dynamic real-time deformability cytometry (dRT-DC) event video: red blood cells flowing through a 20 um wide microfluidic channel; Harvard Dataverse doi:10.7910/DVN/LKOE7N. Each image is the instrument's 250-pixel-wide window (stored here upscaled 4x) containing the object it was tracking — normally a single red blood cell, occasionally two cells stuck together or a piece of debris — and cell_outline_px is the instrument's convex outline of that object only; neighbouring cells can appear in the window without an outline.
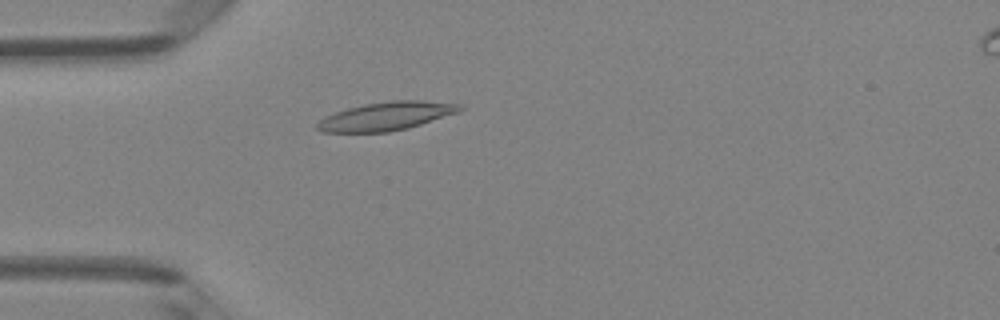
{"species": "Egyptian fruit bat (a non-hibernating species)", "species_latin": "Rousettus aegyptiacus", "temperature_condition": "room temperature", "stored_images_in_passage": 38, "camera_frame_rate_fps": 3000, "um_per_image_px": 0.085, "animal": {"sex": "female"}, "frame": {"image": 1, "passage_image": 3, "time_ms": 0.667, "image_size_px": [1000, 320], "cell_outline_px": [[464, 108], [456, 112], [408, 128], [388, 132], [320, 132], [316, 128], [316, 124], [320, 120], [336, 112], [348, 108], [364, 104], [392, 100], [420, 100], [460, 104]], "centroid_in_image_um": [32.8, 9.87], "position_along_channel_um": 52.2, "area_um2": 23.24}}
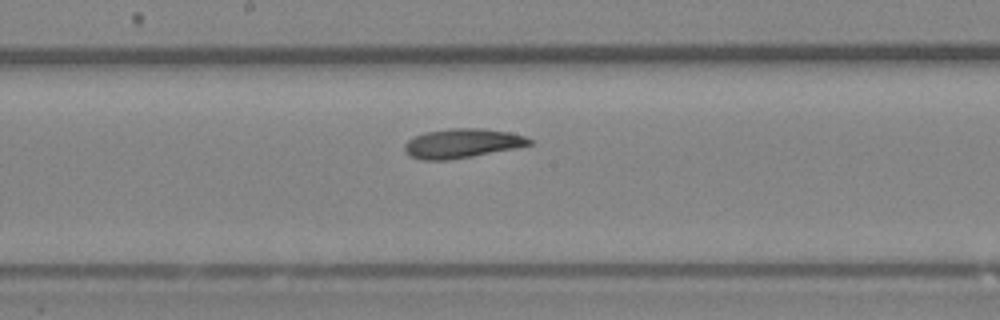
{"frame": {"image": 2, "passage_image": 15, "time_ms": 4.667, "image_size_px": [1000, 320], "cell_outline_px": [[532, 144], [472, 156], [448, 160], [420, 160], [404, 152], [404, 144], [408, 140], [424, 132], [452, 128], [480, 128], [508, 132], [524, 136], [532, 140]], "centroid_in_image_um": [39.22, 12.18], "position_along_channel_um": 209.0, "area_um2": 21.04}}
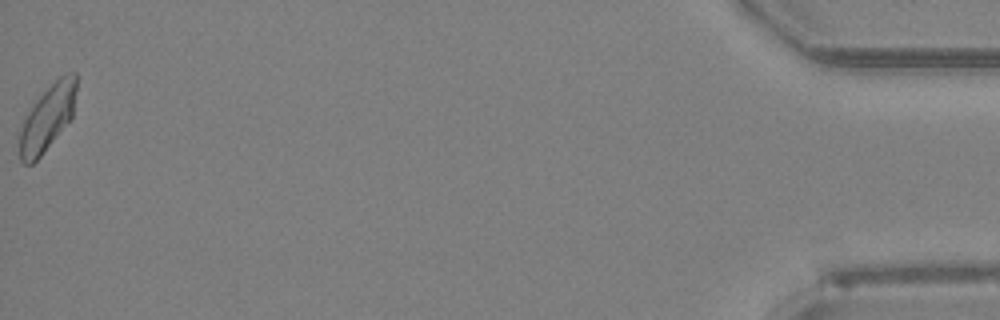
{"frame": {"image": 3, "passage_image": 38, "time_ms": 12.333, "image_size_px": [1000, 320], "cell_outline_px": [[76, 92], [72, 116], [40, 156], [32, 164], [24, 164], [20, 160], [20, 132], [24, 116], [36, 100], [60, 76], [72, 72], [76, 72]], "centroid_in_image_um": [4.02, 10.01], "position_along_channel_um": 431.2, "area_um2": 21.15}, "authors_computed_cell_mechanics": {"area_um2": 21.1259, "velocity_mm_per_s": 4.1704, "shape_relaxation_time_tau1_ms": 4.8584, "shape_relaxation_time_tau2_ms": 2.9533, "deformation_change_tau1": 0.1517, "deformation_change_tau2": 0.0964}}